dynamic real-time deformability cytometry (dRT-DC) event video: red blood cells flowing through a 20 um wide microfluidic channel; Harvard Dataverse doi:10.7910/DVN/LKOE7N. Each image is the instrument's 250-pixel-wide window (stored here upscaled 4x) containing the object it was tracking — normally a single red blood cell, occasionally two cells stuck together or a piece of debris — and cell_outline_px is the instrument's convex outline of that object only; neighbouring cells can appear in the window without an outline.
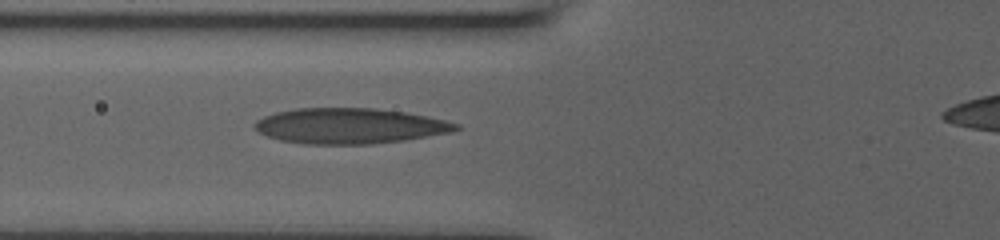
{"species": "human", "species_latin": "Homo sapiens", "temperature_condition": "room temperature", "stored_images_in_passage": 2, "camera_frame_rate_fps": 3000, "um_per_image_px": 0.085, "donor": {"sex": "male"}, "frame": {"image": 1, "passage_image": 2, "time_ms": 1.0, "image_size_px": [1000, 240], "cell_outline_px": [[460, 128], [452, 132], [404, 140], [372, 144], [304, 144], [280, 140], [268, 136], [260, 132], [252, 124], [256, 120], [264, 116], [276, 112], [296, 108], [376, 108], [404, 112], [444, 120], [460, 124]], "centroid_in_image_um": [29.71, 10.7], "position_along_channel_um": 96.1, "area_um2": 41.56}}